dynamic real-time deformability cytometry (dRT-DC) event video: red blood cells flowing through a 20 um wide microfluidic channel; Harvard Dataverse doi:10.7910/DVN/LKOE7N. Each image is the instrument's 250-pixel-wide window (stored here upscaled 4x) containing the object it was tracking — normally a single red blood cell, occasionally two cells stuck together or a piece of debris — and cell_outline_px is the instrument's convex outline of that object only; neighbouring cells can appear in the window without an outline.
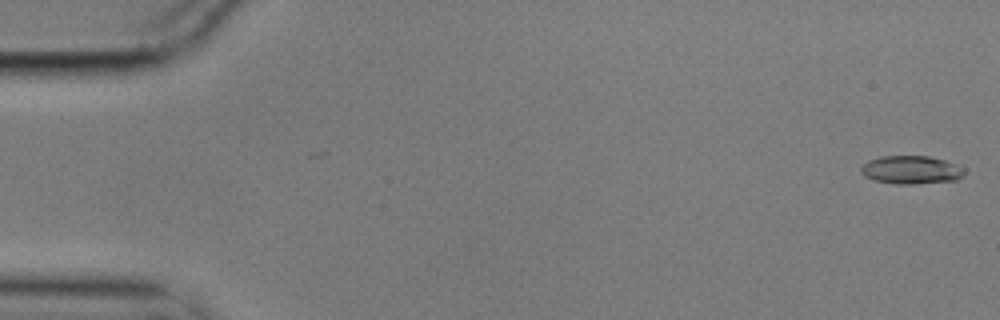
{"species": "common noctule bat (a hibernating species)", "species_latin": "Nyctalus noctula", "temperature_condition": "cold", "stored_images_in_passage": 56, "camera_frame_rate_fps": 3000, "um_per_image_px": 0.085, "animal": {"sex": "male", "body_mass_g": 17.9}, "frame": {"image": 1, "passage_image": 1, "time_ms": 0.0, "image_size_px": [1000, 320], "cell_outline_px": [[964, 172], [956, 180], [912, 184], [896, 184], [872, 180], [864, 176], [860, 172], [860, 168], [868, 160], [880, 156], [928, 156], [944, 160], [956, 164], [964, 168]], "centroid_in_image_um": [77.4, 14.44], "position_along_channel_um": 7.6, "area_um2": 16.99}}
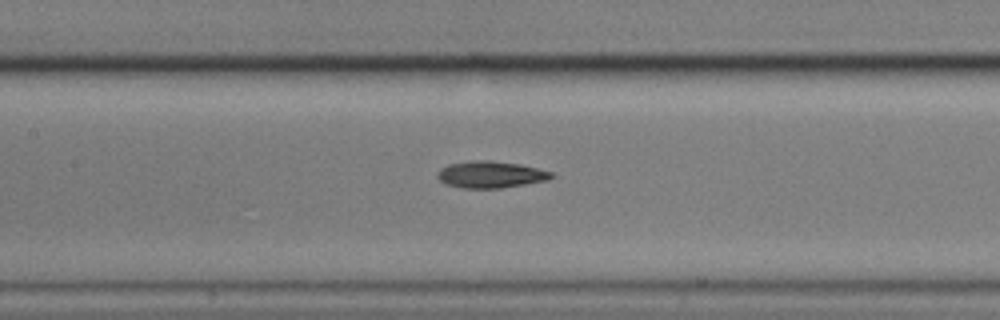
{"frame": {"image": 2, "passage_image": 26, "time_ms": 8.333, "image_size_px": [1000, 320], "cell_outline_px": [[556, 176], [548, 180], [500, 188], [464, 188], [444, 184], [436, 176], [436, 172], [440, 168], [448, 164], [472, 160], [488, 160], [520, 164], [552, 172]], "centroid_in_image_um": [41.67, 14.83], "position_along_channel_um": 165.7, "area_um2": 17.86}}
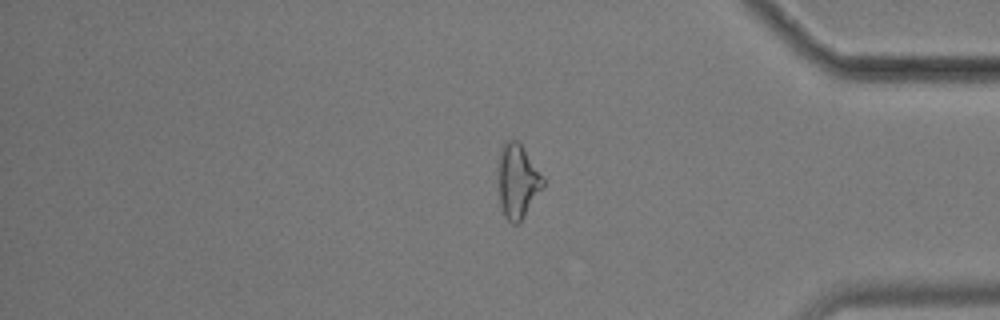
{"frame": {"image": 3, "passage_image": 47, "time_ms": 15.333, "image_size_px": [1000, 320], "cell_outline_px": [[544, 184], [524, 216], [516, 224], [512, 224], [504, 216], [500, 204], [496, 168], [496, 160], [500, 148], [504, 140], [516, 140], [520, 144], [544, 180]], "centroid_in_image_um": [43.9, 15.36], "position_along_channel_um": 391.3, "area_um2": 19.31}, "authors_computed_cell_mechanics": {"area_um2": 17.6579, "velocity_mm_per_s": 3.5363, "shape_relaxation_time_tau1_ms": null, "shape_relaxation_time_tau2_ms": 4.4643, "deformation_change_tau1": null, "deformation_change_tau2": 0.1377}}